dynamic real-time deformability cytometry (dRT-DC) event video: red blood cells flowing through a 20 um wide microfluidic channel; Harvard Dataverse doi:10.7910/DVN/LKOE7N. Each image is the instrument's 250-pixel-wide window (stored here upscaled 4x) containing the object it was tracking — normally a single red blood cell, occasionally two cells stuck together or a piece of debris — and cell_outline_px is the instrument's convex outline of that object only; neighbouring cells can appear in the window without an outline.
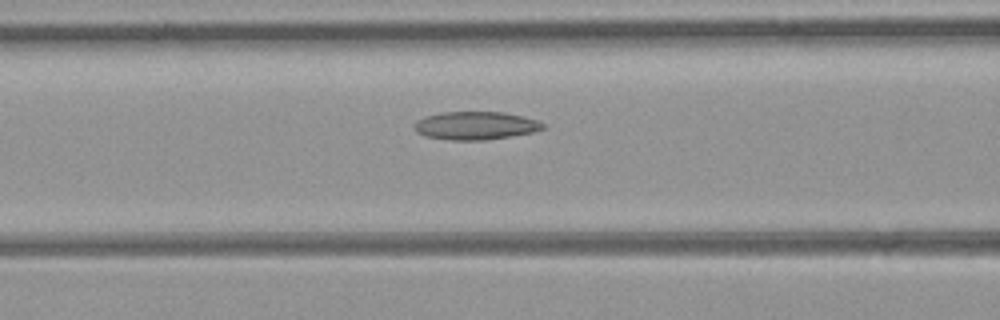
{"species": "common noctule bat (a hibernating species)", "species_latin": "Nyctalus noctula", "temperature_condition": "room temperature", "stored_images_in_passage": 23, "camera_frame_rate_fps": 3000, "um_per_image_px": 0.085, "animal": {"sex": "female", "body_mass_g": 21.9}, "frame": {"image": 1, "passage_image": 10, "time_ms": 3.0, "image_size_px": [1000, 320], "cell_outline_px": [[544, 128], [532, 132], [484, 140], [452, 140], [424, 136], [416, 132], [412, 124], [416, 120], [424, 116], [440, 112], [504, 112], [524, 116], [536, 120], [544, 124]], "centroid_in_image_um": [40.35, 10.66], "position_along_channel_um": 126.2, "area_um2": 21.1}}
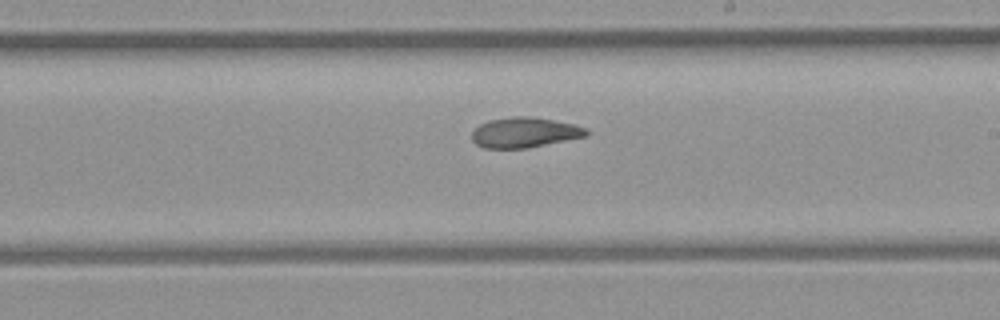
{"frame": {"image": 2, "passage_image": 18, "time_ms": 5.667, "image_size_px": [1000, 320], "cell_outline_px": [[588, 136], [528, 148], [484, 148], [476, 144], [472, 140], [472, 132], [480, 124], [488, 120], [512, 116], [528, 116], [552, 120], [572, 124], [588, 128]], "centroid_in_image_um": [44.59, 11.26], "position_along_channel_um": 244.4, "area_um2": 20.17}}
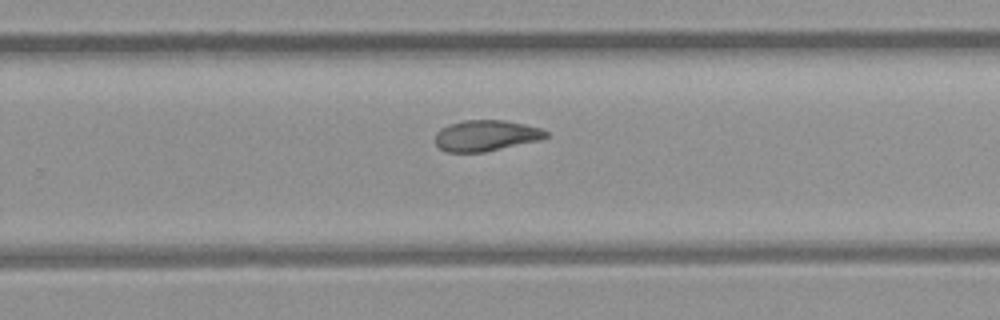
{"frame": {"image": 3, "passage_image": 21, "time_ms": 6.667, "image_size_px": [1000, 320], "cell_outline_px": [[548, 136], [540, 140], [484, 152], [444, 152], [436, 144], [436, 132], [440, 128], [448, 124], [464, 120], [508, 120], [540, 128], [548, 132]], "centroid_in_image_um": [41.29, 11.52], "position_along_channel_um": 288.5, "area_um2": 20.06}}